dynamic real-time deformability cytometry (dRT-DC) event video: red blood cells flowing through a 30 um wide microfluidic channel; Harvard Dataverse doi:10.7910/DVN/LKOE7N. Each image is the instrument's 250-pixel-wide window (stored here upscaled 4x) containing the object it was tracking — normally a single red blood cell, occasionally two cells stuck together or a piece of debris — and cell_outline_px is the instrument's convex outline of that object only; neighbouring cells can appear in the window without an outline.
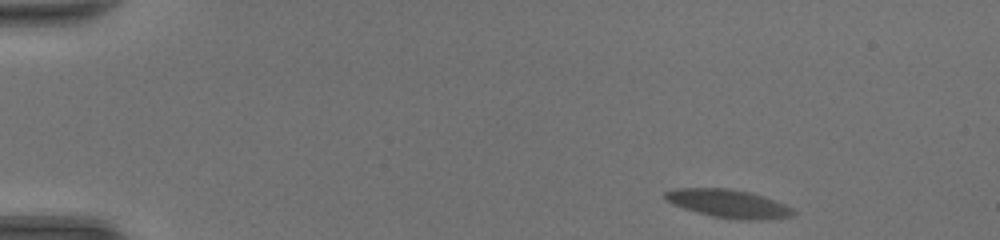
{"species": "common noctule bat (a hibernating species)", "species_latin": "Nyctalus noctula", "temperature_condition": "room temperature", "stored_images_in_passage": 46, "camera_frame_rate_fps": 3000, "um_per_image_px": 0.085, "animal": {"sex": "female", "body_mass_g": 20.0, "forearm_length_mm": 54.0}, "frame": {"image": 1, "passage_image": 1, "time_ms": 0.0, "image_size_px": [1000, 240], "cell_outline_px": [[796, 212], [792, 216], [748, 220], [712, 216], [684, 208], [668, 200], [664, 196], [664, 192], [676, 188], [728, 188], [748, 192], [764, 196], [784, 204], [792, 208]], "centroid_in_image_um": [61.92, 17.29], "position_along_channel_um": 23.1, "area_um2": 20.52}}
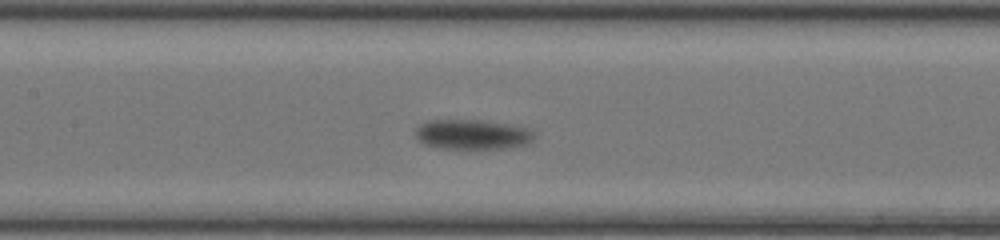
{"frame": {"image": 2, "passage_image": 20, "time_ms": 6.333, "image_size_px": [1000, 240], "cell_outline_px": [[532, 140], [528, 144], [512, 148], [440, 148], [424, 144], [416, 136], [416, 128], [420, 124], [428, 120], [480, 120], [532, 128]], "centroid_in_image_um": [40.16, 11.42], "position_along_channel_um": 167.2, "area_um2": 20.58}}
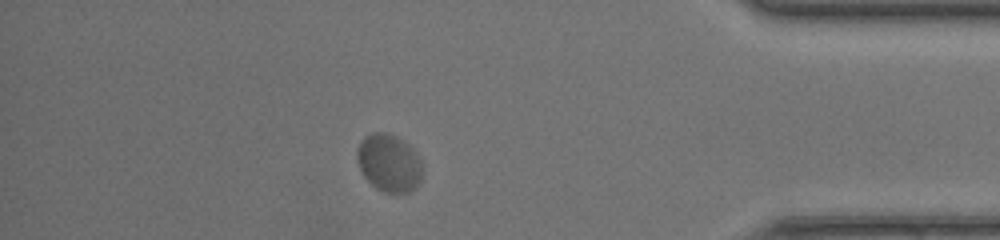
{"frame": {"image": 3, "passage_image": 40, "time_ms": 13.0, "image_size_px": [1000, 240], "cell_outline_px": [[420, 180], [416, 188], [408, 192], [384, 192], [376, 188], [364, 176], [356, 160], [356, 148], [360, 140], [364, 136], [372, 132], [384, 132], [396, 136], [408, 144], [416, 152], [420, 160]], "centroid_in_image_um": [33.02, 13.82], "position_along_channel_um": 402.2, "area_um2": 21.91}, "authors_computed_cell_mechanics": {"area_um2": 20.5479, "velocity_mm_per_s": 4.0329, "shape_relaxation_time_tau1_ms": 2.0055, "shape_relaxation_time_tau2_ms": null, "deformation_change_tau1": 0.1024, "deformation_change_tau2": null}}